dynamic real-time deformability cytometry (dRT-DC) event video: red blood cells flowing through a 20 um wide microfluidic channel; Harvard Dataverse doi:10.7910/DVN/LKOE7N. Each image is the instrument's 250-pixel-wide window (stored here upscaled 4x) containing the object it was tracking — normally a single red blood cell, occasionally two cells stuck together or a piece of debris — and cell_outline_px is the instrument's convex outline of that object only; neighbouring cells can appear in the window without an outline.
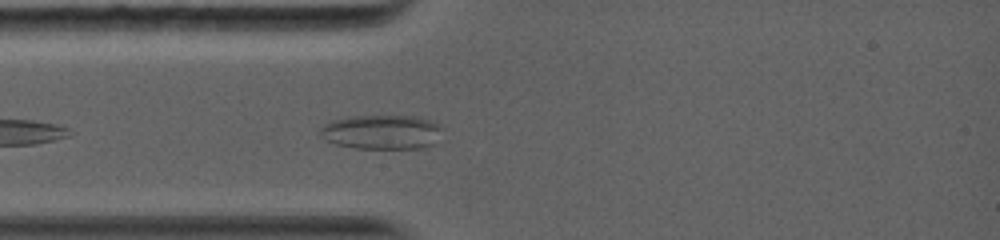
{"species": "common noctule bat (a hibernating species)", "species_latin": "Nyctalus noctula", "temperature_condition": "warm", "stored_images_in_passage": 35, "camera_frame_rate_fps": 5000, "um_per_image_px": 0.085, "animal": {"sex": "female", "body_mass_g": 19.0, "forearm_length_mm": 56.7}, "frame": {"image": 1, "passage_image": 4, "time_ms": 1.2, "image_size_px": [1000, 240], "cell_outline_px": [[440, 128], [436, 144], [424, 148], [352, 148], [336, 144], [320, 136], [316, 132], [324, 124], [332, 120], [348, 116], [412, 116], [428, 120], [440, 124]], "centroid_in_image_um": [32.4, 11.22], "position_along_channel_um": 52.6, "area_um2": 24.57}}
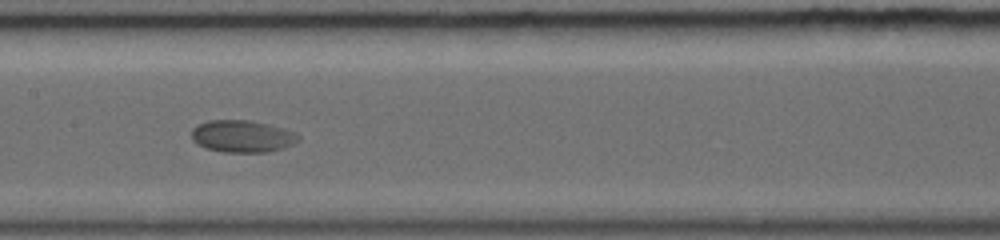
{"frame": {"image": 2, "passage_image": 15, "time_ms": 4.6, "image_size_px": [1000, 240], "cell_outline_px": [[300, 140], [284, 148], [268, 152], [224, 152], [208, 148], [192, 140], [192, 128], [196, 124], [208, 120], [248, 120], [268, 124], [284, 128], [296, 132], [300, 136]], "centroid_in_image_um": [20.62, 11.57], "position_along_channel_um": 186.8, "area_um2": 20.06}}
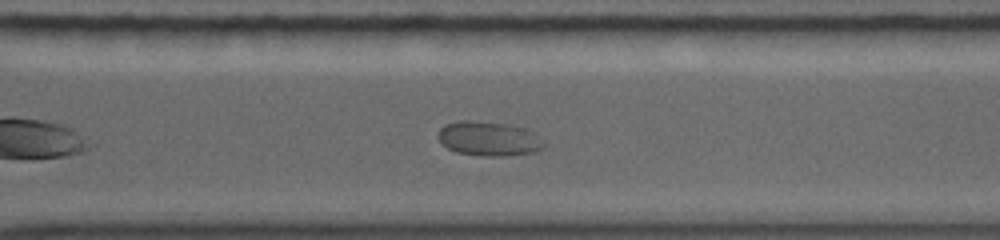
{"frame": {"image": 3, "passage_image": 24, "time_ms": 8.2, "image_size_px": [1000, 240], "cell_outline_px": [[544, 148], [532, 152], [504, 156], [484, 156], [456, 152], [448, 148], [440, 140], [440, 128], [444, 124], [460, 120], [472, 120], [508, 124], [528, 128], [544, 144]], "centroid_in_image_um": [41.54, 11.77], "position_along_channel_um": 329.1, "area_um2": 21.04}}